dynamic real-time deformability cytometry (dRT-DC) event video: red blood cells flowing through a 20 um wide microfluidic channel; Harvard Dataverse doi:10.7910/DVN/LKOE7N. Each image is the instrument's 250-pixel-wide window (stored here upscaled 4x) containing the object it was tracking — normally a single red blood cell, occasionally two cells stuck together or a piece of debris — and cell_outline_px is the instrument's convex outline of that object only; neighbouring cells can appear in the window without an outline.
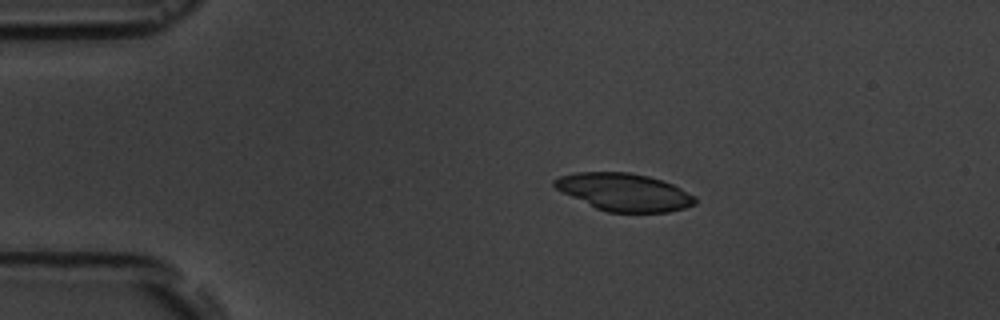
{"species": "common noctule bat (a hibernating species)", "species_latin": "Nyctalus noctula", "temperature_condition": "room temperature", "stored_images_in_passage": 16, "camera_frame_rate_fps": 3000, "um_per_image_px": 0.085, "animal": {"sex": "male", "body_mass_g": 19.5, "forearm_length_mm": 54.6}, "frame": {"image": 1, "passage_image": 3, "time_ms": 2.333, "image_size_px": [1000, 320], "cell_outline_px": [[696, 204], [684, 208], [668, 212], [608, 212], [596, 208], [556, 188], [552, 184], [552, 180], [560, 176], [576, 172], [628, 172], [648, 176], [672, 184], [696, 196]], "centroid_in_image_um": [53.07, 16.32], "position_along_channel_um": 31.9, "area_um2": 30.52}}